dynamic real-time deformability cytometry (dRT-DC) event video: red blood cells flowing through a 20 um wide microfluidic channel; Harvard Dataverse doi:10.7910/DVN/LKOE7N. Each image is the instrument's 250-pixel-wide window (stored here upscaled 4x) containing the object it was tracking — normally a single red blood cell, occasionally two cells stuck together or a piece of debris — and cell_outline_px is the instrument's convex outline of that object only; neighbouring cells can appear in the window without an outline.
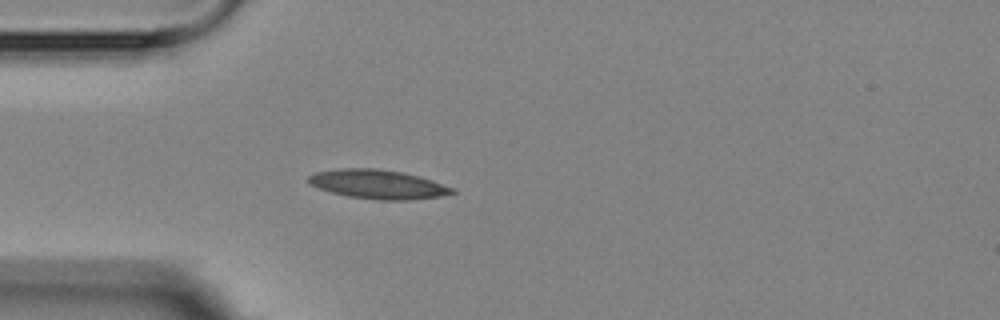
{"species": "Egyptian fruit bat (a non-hibernating species)", "species_latin": "Rousettus aegyptiacus", "temperature_condition": "room temperature", "stored_images_in_passage": 3, "camera_frame_rate_fps": 3000, "um_per_image_px": 0.085, "animal": {"sex": "female"}, "frame": {"image": 1, "passage_image": 3, "time_ms": 3.0, "image_size_px": [1000, 320], "cell_outline_px": [[456, 192], [440, 196], [408, 200], [380, 200], [348, 196], [332, 192], [308, 184], [308, 176], [316, 172], [340, 168], [376, 168], [400, 172], [432, 180], [456, 188]], "centroid_in_image_um": [32.13, 15.66], "position_along_channel_um": 52.9, "area_um2": 24.16}}